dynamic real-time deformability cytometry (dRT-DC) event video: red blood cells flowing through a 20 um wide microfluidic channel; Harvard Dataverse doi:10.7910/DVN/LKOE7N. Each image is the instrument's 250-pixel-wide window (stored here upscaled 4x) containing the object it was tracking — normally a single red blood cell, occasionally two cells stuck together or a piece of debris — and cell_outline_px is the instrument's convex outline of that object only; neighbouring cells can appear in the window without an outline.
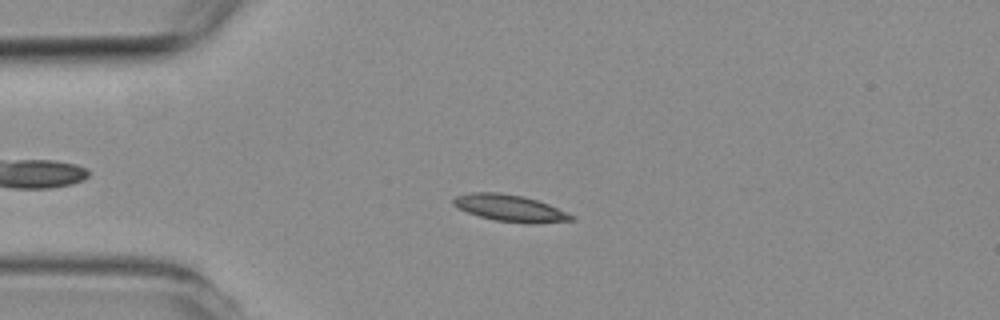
{"species": "common noctule bat (a hibernating species)", "species_latin": "Nyctalus noctula", "temperature_condition": "room temperature", "stored_images_in_passage": 3, "camera_frame_rate_fps": 3000, "um_per_image_px": 0.085, "animal": {"sex": "female", "body_mass_g": 19.3, "forearm_length_mm": 54.1}, "frame": {"image": 1, "passage_image": 2, "time_ms": 1.333, "image_size_px": [1000, 320], "cell_outline_px": [[576, 220], [532, 224], [528, 224], [496, 220], [480, 216], [468, 212], [452, 204], [452, 200], [456, 196], [468, 192], [500, 192], [524, 196], [548, 204], [576, 216]], "centroid_in_image_um": [43.38, 17.69], "position_along_channel_um": 41.6, "area_um2": 18.44}}